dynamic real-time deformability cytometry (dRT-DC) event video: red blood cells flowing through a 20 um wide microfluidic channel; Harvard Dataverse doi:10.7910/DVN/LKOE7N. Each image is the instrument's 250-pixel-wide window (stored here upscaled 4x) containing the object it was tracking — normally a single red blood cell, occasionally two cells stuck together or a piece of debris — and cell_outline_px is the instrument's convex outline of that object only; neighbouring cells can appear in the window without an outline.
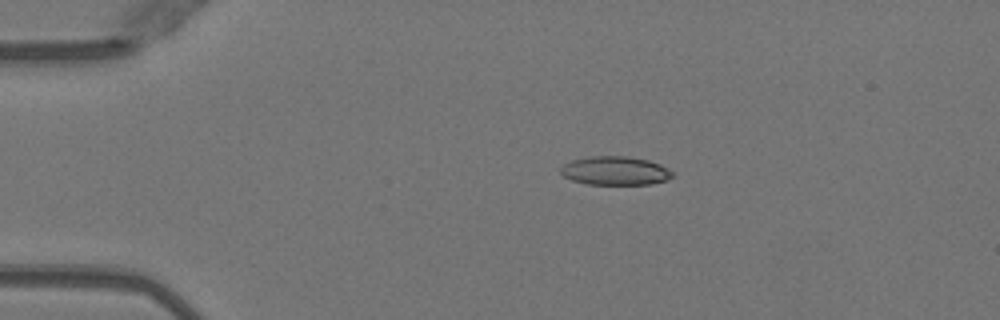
{"species": "Egyptian fruit bat (a non-hibernating species)", "species_latin": "Rousettus aegyptiacus", "temperature_condition": "warm", "stored_images_in_passage": 36, "camera_frame_rate_fps": 3000, "um_per_image_px": 0.085, "animal": {"sex": "female"}, "frame": {"image": 1, "passage_image": 3, "time_ms": 0.667, "image_size_px": [1000, 320], "cell_outline_px": [[672, 176], [668, 180], [652, 184], [588, 184], [572, 180], [564, 176], [560, 172], [560, 168], [564, 164], [572, 160], [592, 156], [628, 156], [648, 160], [660, 164], [668, 168], [672, 172]], "centroid_in_image_um": [52.3, 14.51], "position_along_channel_um": 32.7, "area_um2": 18.67}}
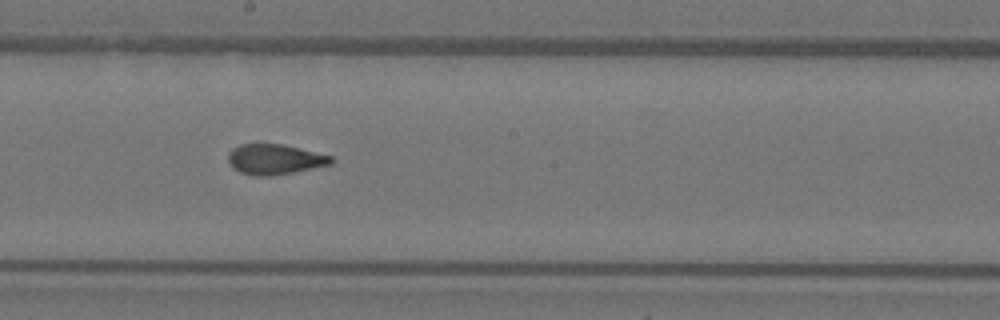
{"frame": {"image": 2, "passage_image": 21, "time_ms": 6.667, "image_size_px": [1000, 320], "cell_outline_px": [[332, 164], [272, 176], [252, 176], [240, 172], [232, 168], [228, 160], [228, 152], [232, 148], [240, 144], [284, 144], [332, 156]], "centroid_in_image_um": [23.31, 13.54], "position_along_channel_um": 224.9, "area_um2": 18.21}}
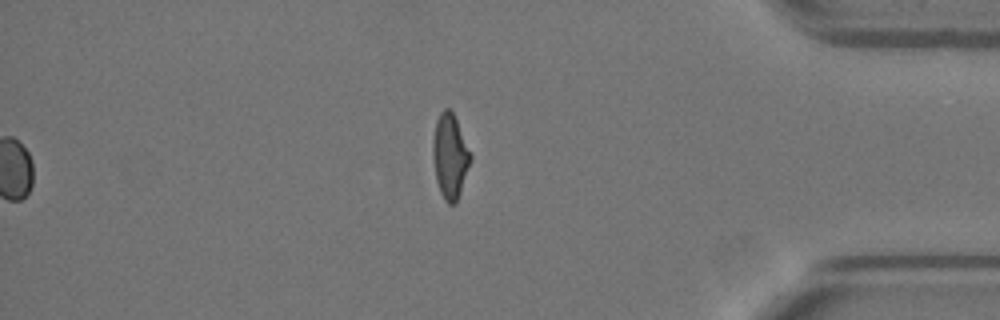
{"frame": {"image": 3, "passage_image": 36, "time_ms": 11.667, "image_size_px": [1000, 320], "cell_outline_px": [[472, 156], [456, 204], [448, 204], [444, 200], [440, 192], [436, 180], [432, 152], [432, 140], [436, 120], [440, 112], [444, 108], [448, 108], [452, 112], [456, 120]], "centroid_in_image_um": [38.22, 13.28], "position_along_channel_um": 397.0, "area_um2": 18.38}, "authors_computed_cell_mechanics": {"area_um2": 18.7561, "velocity_mm_per_s": 4.0345, "shape_relaxation_time_tau1_ms": 10.4343, "shape_relaxation_time_tau2_ms": 1.4924, "deformation_change_tau1": 0.2643, "deformation_change_tau2": 0.0885}}